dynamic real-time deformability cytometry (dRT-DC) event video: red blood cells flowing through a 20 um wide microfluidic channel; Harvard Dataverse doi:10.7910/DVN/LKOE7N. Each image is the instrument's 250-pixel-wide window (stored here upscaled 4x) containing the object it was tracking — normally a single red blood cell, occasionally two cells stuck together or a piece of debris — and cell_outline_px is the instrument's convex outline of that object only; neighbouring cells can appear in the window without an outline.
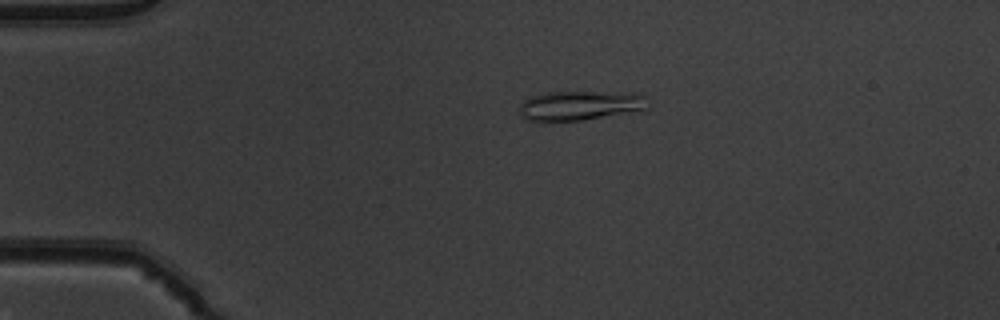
{"species": "common noctule bat (a hibernating species)", "species_latin": "Nyctalus noctula", "temperature_condition": "warm", "stored_images_in_passage": 45, "camera_frame_rate_fps": 3000, "um_per_image_px": 0.085, "animal": {"sex": "male", "body_mass_g": 19.5, "forearm_length_mm": 54.6}, "frame": {"image": 1, "passage_image": 5, "time_ms": 1.333, "image_size_px": [1000, 320], "cell_outline_px": [[652, 104], [648, 108], [580, 120], [528, 120], [520, 116], [520, 104], [528, 96], [548, 92], [640, 92], [648, 96]], "centroid_in_image_um": [49.38, 8.93], "position_along_channel_um": 35.6, "area_um2": 22.14}}
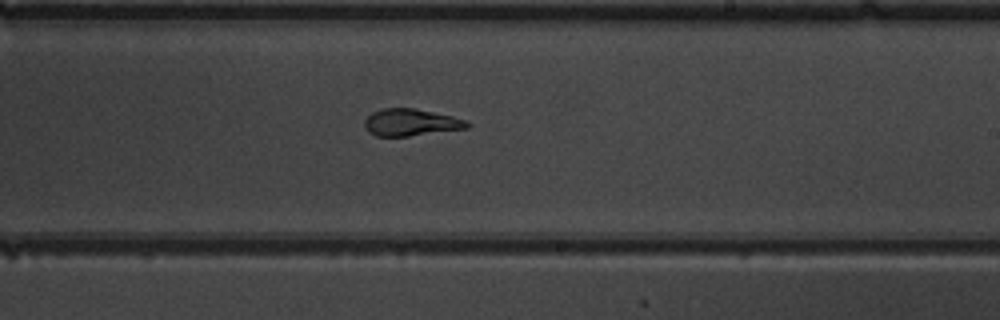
{"frame": {"image": 2, "passage_image": 25, "time_ms": 8.0, "image_size_px": [1000, 320], "cell_outline_px": [[472, 124], [468, 128], [408, 136], [376, 136], [368, 132], [364, 128], [364, 120], [372, 112], [380, 108], [416, 108], [452, 116], [468, 120]], "centroid_in_image_um": [34.92, 10.4], "position_along_channel_um": 254.1, "area_um2": 16.36}}
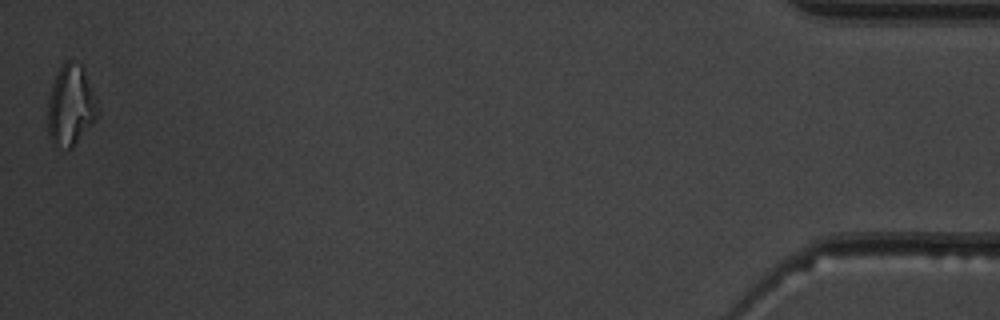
{"frame": {"image": 3, "passage_image": 45, "time_ms": 14.667, "image_size_px": [1000, 320], "cell_outline_px": [[100, 112], [96, 120], [72, 148], [68, 152], [52, 144], [48, 136], [48, 100], [52, 84], [56, 72], [64, 60], [72, 60], [80, 64], [84, 68], [96, 100]], "centroid_in_image_um": [6.0, 9.0], "position_along_channel_um": 429.2, "area_um2": 24.04}, "authors_computed_cell_mechanics": {"area_um2": 17.5712, "velocity_mm_per_s": 3.9453, "shape_relaxation_time_tau1_ms": 7.1639, "shape_relaxation_time_tau2_ms": 1.1243, "deformation_change_tau1": 0.2504, "deformation_change_tau2": 0.102}}